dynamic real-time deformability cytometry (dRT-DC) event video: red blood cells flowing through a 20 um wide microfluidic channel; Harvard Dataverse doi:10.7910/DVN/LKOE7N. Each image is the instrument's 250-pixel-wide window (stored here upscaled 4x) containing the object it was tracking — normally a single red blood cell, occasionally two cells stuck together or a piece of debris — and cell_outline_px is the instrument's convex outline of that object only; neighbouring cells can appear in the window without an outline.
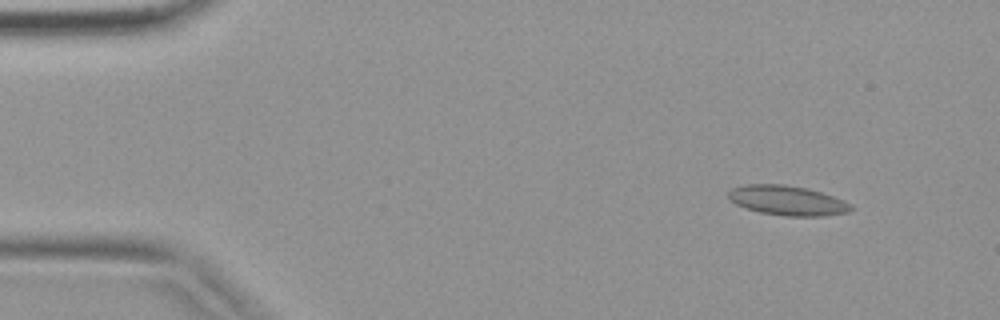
{"species": "common noctule bat (a hibernating species)", "species_latin": "Nyctalus noctula", "temperature_condition": "warm", "stored_images_in_passage": 40, "camera_frame_rate_fps": 3000, "um_per_image_px": 0.085, "animal": {"sex": "female", "body_mass_g": 19.9}, "frame": {"image": 1, "passage_image": 4, "time_ms": 1.0, "image_size_px": [1000, 320], "cell_outline_px": [[856, 208], [848, 212], [824, 216], [784, 216], [760, 212], [736, 204], [728, 196], [728, 192], [732, 188], [744, 184], [784, 184], [808, 188], [844, 200], [852, 204]], "centroid_in_image_um": [66.97, 17.04], "position_along_channel_um": 18.0, "area_um2": 21.27}}
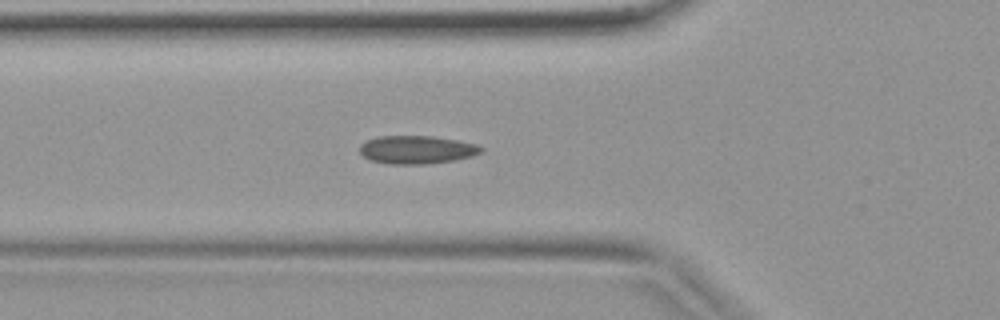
{"frame": {"image": 2, "passage_image": 14, "time_ms": 4.333, "image_size_px": [1000, 320], "cell_outline_px": [[484, 152], [472, 156], [452, 160], [428, 164], [388, 164], [368, 160], [360, 152], [360, 144], [376, 136], [432, 136], [456, 140], [476, 144], [484, 148]], "centroid_in_image_um": [35.42, 12.73], "position_along_channel_um": 90.4, "area_um2": 20.0}}
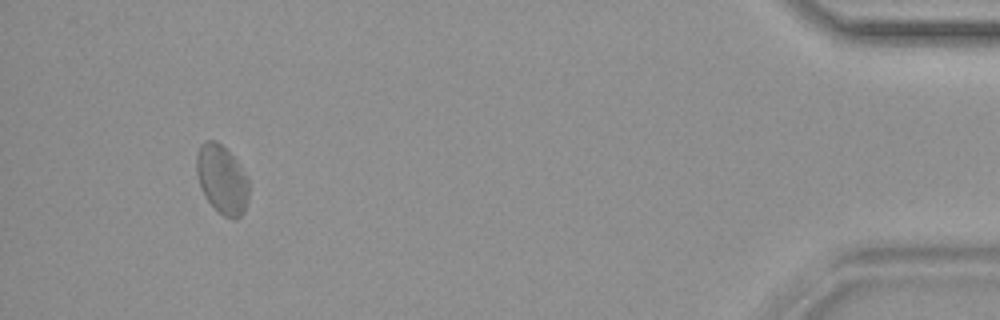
{"frame": {"image": 3, "passage_image": 38, "time_ms": 12.333, "image_size_px": [1000, 320], "cell_outline_px": [[248, 196], [244, 212], [236, 220], [232, 220], [224, 216], [208, 200], [200, 188], [196, 172], [196, 152], [200, 144], [204, 140], [216, 140], [240, 164], [248, 180]], "centroid_in_image_um": [18.85, 15.24], "position_along_channel_um": 416.4, "area_um2": 20.98}}